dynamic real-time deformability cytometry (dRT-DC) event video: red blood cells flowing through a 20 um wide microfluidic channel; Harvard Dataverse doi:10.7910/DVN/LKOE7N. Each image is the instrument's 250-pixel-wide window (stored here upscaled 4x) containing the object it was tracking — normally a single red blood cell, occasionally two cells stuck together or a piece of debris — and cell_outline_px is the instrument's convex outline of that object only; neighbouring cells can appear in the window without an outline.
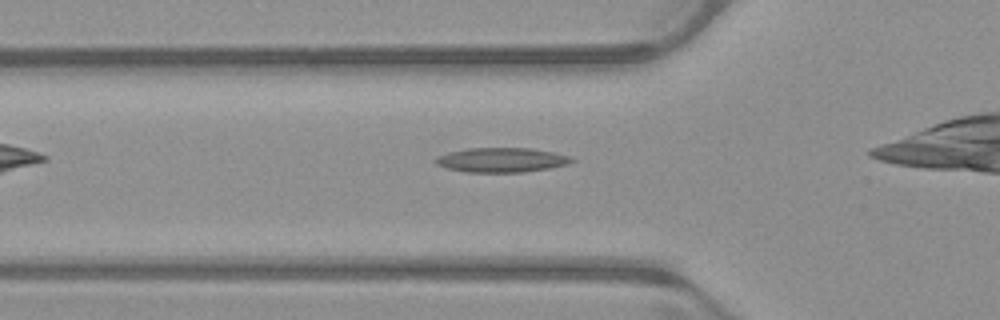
{"species": "common noctule bat (a hibernating species)", "species_latin": "Nyctalus noctula", "temperature_condition": "warm", "stored_images_in_passage": 30, "camera_frame_rate_fps": 3000, "um_per_image_px": 0.085, "animal": {"sex": "male", "body_mass_g": 23.1, "forearm_length_mm": 52.7}, "frame": {"image": 1, "passage_image": 5, "time_ms": 1.333, "image_size_px": [1000, 320], "cell_outline_px": [[576, 160], [568, 164], [548, 168], [524, 172], [468, 172], [448, 168], [436, 164], [436, 160], [440, 156], [448, 152], [468, 148], [532, 148], [572, 156]], "centroid_in_image_um": [42.69, 13.59], "position_along_channel_um": 83.1, "area_um2": 19.31}}
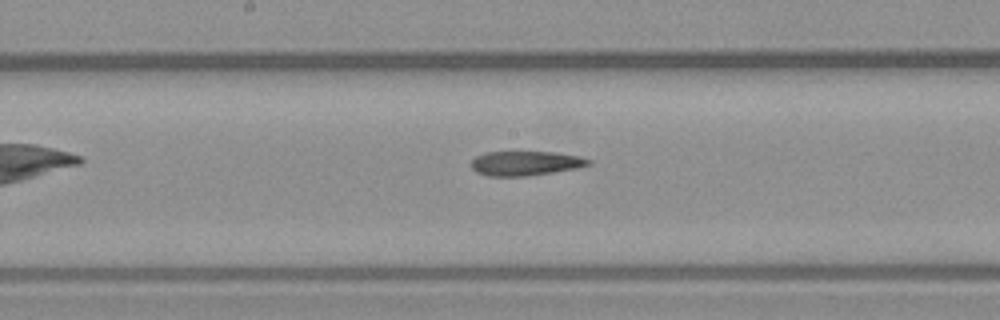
{"frame": {"image": 2, "passage_image": 14, "time_ms": 4.333, "image_size_px": [1000, 320], "cell_outline_px": [[592, 164], [576, 168], [552, 172], [524, 176], [488, 176], [476, 172], [472, 168], [472, 160], [476, 156], [484, 152], [552, 152], [580, 156], [592, 160]], "centroid_in_image_um": [44.67, 13.87], "position_along_channel_um": 203.5, "area_um2": 16.65}}
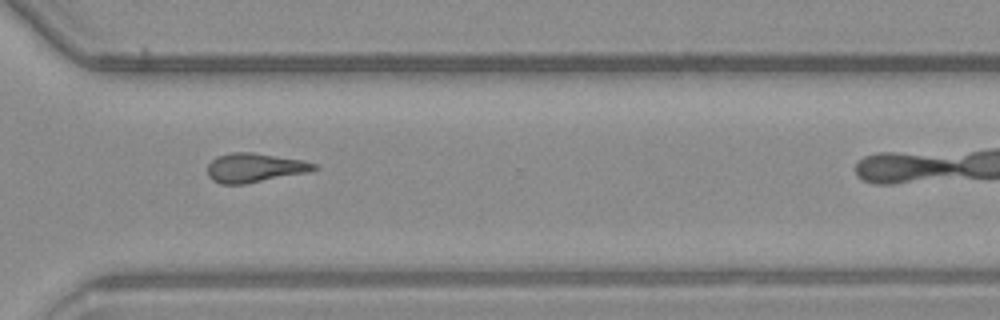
{"frame": {"image": 3, "passage_image": 25, "time_ms": 8.0, "image_size_px": [1000, 320], "cell_outline_px": [[320, 168], [308, 172], [244, 184], [220, 184], [212, 180], [208, 176], [208, 164], [216, 156], [232, 152], [252, 152], [304, 160], [316, 164]], "centroid_in_image_um": [21.64, 14.25], "position_along_channel_um": 349.0, "area_um2": 18.15}}